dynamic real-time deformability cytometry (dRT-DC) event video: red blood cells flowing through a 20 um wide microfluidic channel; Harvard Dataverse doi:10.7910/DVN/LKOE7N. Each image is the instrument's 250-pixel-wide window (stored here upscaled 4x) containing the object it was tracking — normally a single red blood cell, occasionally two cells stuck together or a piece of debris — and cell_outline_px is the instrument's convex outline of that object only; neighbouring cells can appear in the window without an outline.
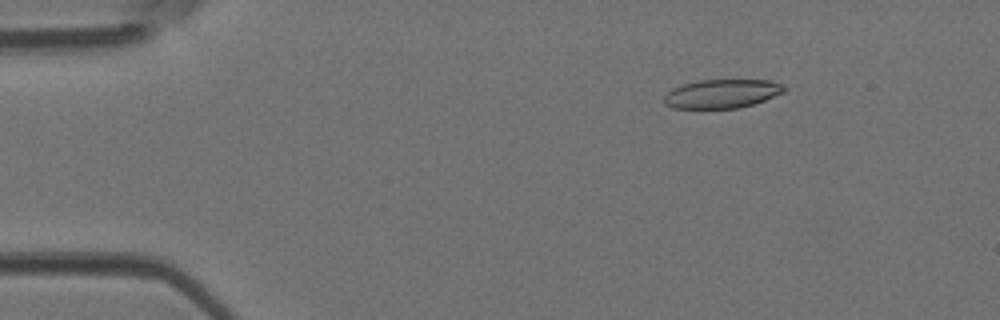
{"species": "Egyptian fruit bat (a non-hibernating species)", "species_latin": "Rousettus aegyptiacus", "temperature_condition": "room temperature", "stored_images_in_passage": 41, "camera_frame_rate_fps": 3000, "um_per_image_px": 0.085, "animal": {"sex": "female"}, "frame": {"image": 1, "passage_image": 2, "time_ms": 0.333, "image_size_px": [1000, 320], "cell_outline_px": [[788, 88], [784, 92], [764, 100], [752, 104], [736, 108], [672, 108], [664, 104], [664, 96], [672, 88], [684, 84], [700, 80], [768, 80], [784, 84]], "centroid_in_image_um": [61.37, 7.96], "position_along_channel_um": 23.6, "area_um2": 20.11}}
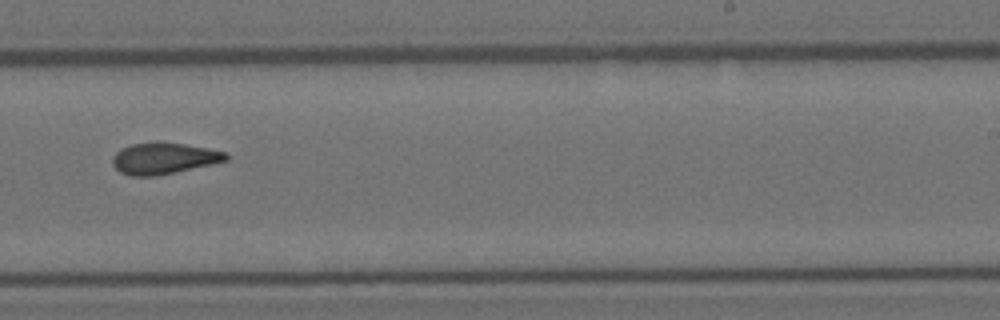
{"frame": {"image": 2, "passage_image": 24, "time_ms": 7.667, "image_size_px": [1000, 320], "cell_outline_px": [[228, 160], [212, 164], [176, 172], [156, 176], [132, 176], [120, 172], [112, 164], [112, 156], [120, 148], [132, 144], [184, 144], [228, 152]], "centroid_in_image_um": [13.92, 13.49], "position_along_channel_um": 275.1, "area_um2": 20.29}}
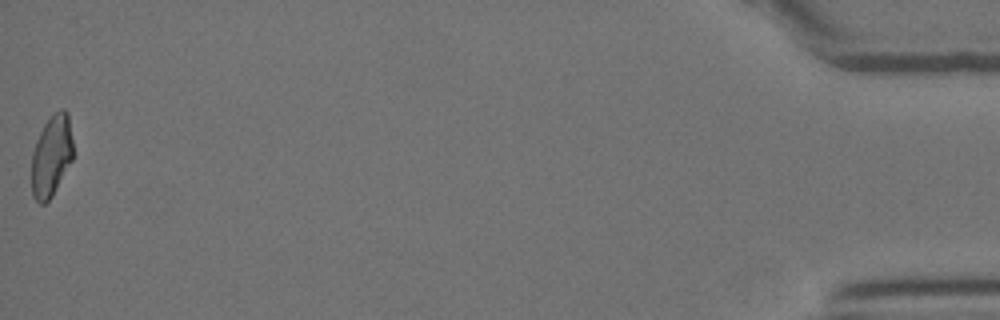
{"frame": {"image": 3, "passage_image": 41, "time_ms": 13.333, "image_size_px": [1000, 320], "cell_outline_px": [[72, 160], [52, 196], [44, 204], [40, 204], [32, 196], [32, 152], [36, 140], [44, 124], [60, 108], [64, 108], [68, 112], [72, 140]], "centroid_in_image_um": [4.37, 13.25], "position_along_channel_um": 430.8, "area_um2": 19.54}}